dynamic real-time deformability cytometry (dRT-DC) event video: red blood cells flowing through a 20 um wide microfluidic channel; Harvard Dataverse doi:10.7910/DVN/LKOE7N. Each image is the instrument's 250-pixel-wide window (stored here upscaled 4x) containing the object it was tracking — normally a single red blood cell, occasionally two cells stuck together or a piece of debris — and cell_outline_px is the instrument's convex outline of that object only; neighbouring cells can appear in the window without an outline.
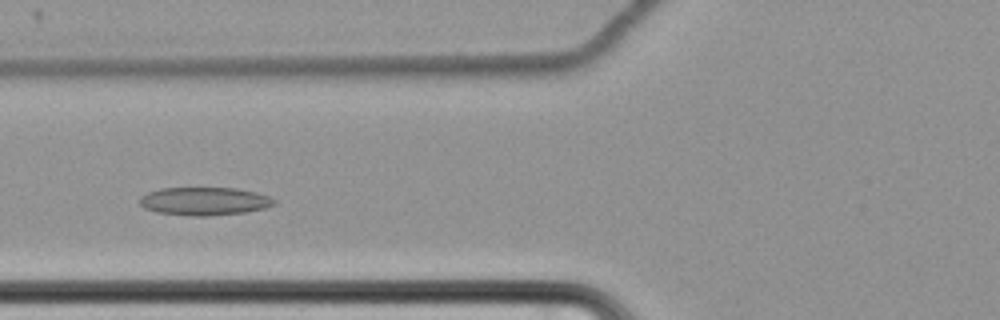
{"species": "common noctule bat (a hibernating species)", "species_latin": "Nyctalus noctula", "temperature_condition": "cold", "stored_images_in_passage": 58, "camera_frame_rate_fps": 3000, "um_per_image_px": 0.085, "animal": {"sex": "female", "body_mass_g": 22.7, "forearm_length_mm": 54.2}, "frame": {"image": 1, "passage_image": 22, "time_ms": 7.0, "image_size_px": [1000, 320], "cell_outline_px": [[276, 204], [264, 208], [244, 212], [212, 216], [192, 216], [156, 212], [144, 208], [140, 204], [140, 196], [148, 192], [160, 188], [236, 188], [256, 192], [268, 196], [276, 200]], "centroid_in_image_um": [17.37, 17.1], "position_along_channel_um": 108.4, "area_um2": 22.08}}
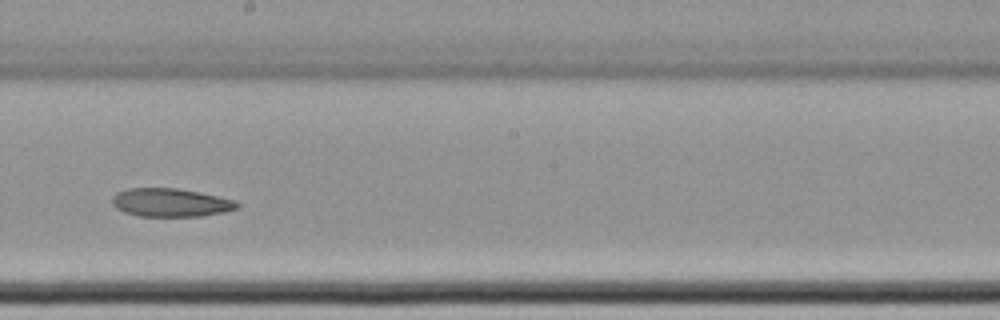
{"frame": {"image": 2, "passage_image": 33, "time_ms": 10.667, "image_size_px": [1000, 320], "cell_outline_px": [[240, 208], [224, 212], [200, 216], [140, 216], [124, 212], [116, 208], [112, 204], [112, 196], [116, 192], [128, 188], [176, 188], [200, 192], [236, 200], [240, 204]], "centroid_in_image_um": [14.52, 17.21], "position_along_channel_um": 233.7, "area_um2": 20.81}}
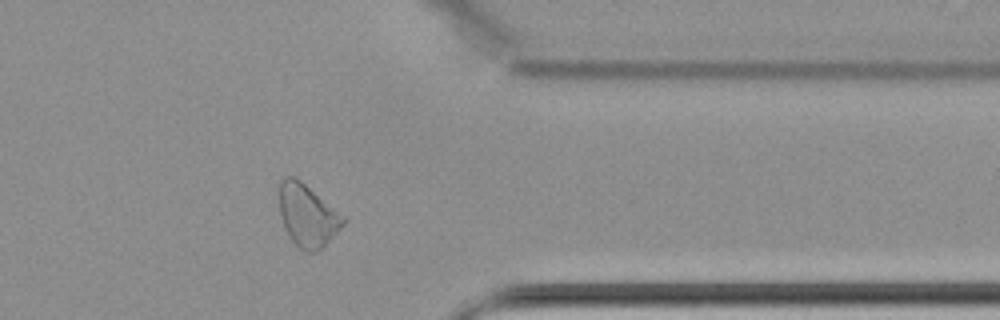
{"frame": {"image": 3, "passage_image": 47, "time_ms": 15.333, "image_size_px": [1000, 320], "cell_outline_px": [[348, 220], [316, 252], [304, 252], [292, 240], [284, 224], [280, 212], [276, 184], [284, 176], [296, 176], [344, 216]], "centroid_in_image_um": [26.09, 18.24], "position_along_channel_um": 385.3, "area_um2": 23.24}}